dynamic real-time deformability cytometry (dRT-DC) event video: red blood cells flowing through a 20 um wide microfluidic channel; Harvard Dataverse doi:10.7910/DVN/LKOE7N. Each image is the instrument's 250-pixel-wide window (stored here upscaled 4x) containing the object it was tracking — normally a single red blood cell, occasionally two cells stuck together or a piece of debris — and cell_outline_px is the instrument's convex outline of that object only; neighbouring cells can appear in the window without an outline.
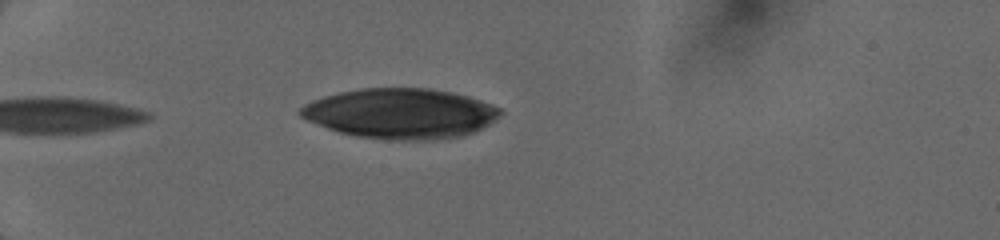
{"species": "human", "species_latin": "Homo sapiens", "temperature_condition": "cold", "stored_images_in_passage": 5, "camera_frame_rate_fps": 3000, "um_per_image_px": 0.085, "donor": {"sex": "female"}, "frame": {"image": 1, "passage_image": 1, "time_ms": 0.0, "image_size_px": [1000, 240], "cell_outline_px": [[504, 112], [488, 124], [472, 132], [460, 136], [432, 140], [388, 140], [356, 136], [340, 132], [328, 128], [308, 120], [300, 116], [296, 112], [304, 104], [312, 100], [324, 96], [340, 92], [360, 88], [428, 88], [452, 92], [468, 96], [492, 104], [500, 108]], "centroid_in_image_um": [34.03, 9.64], "position_along_channel_um": 51.0, "area_um2": 58.32}}
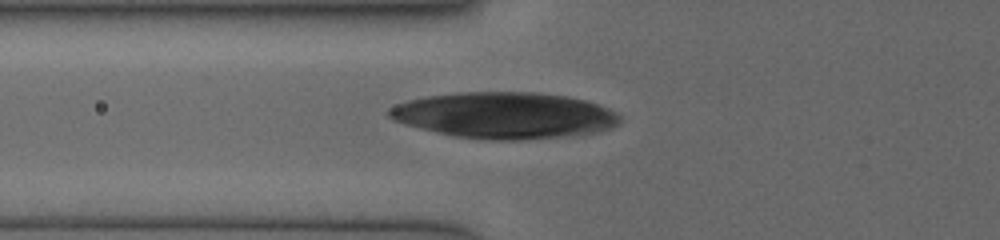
{"frame": {"image": 2, "passage_image": 4, "time_ms": 1.667, "image_size_px": [1000, 240], "cell_outline_px": [[620, 120], [612, 128], [600, 132], [572, 136], [528, 140], [480, 140], [452, 136], [420, 128], [392, 120], [388, 116], [388, 108], [396, 104], [408, 100], [428, 96], [456, 92], [536, 92], [564, 96], [584, 100], [596, 104], [620, 116]], "centroid_in_image_um": [42.85, 9.82], "position_along_channel_um": 82.9, "area_um2": 62.48}}